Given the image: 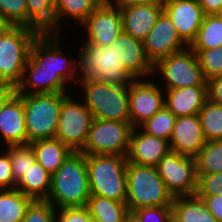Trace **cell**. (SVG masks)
<instances>
[{"label": "cell", "instance_id": "3", "mask_svg": "<svg viewBox=\"0 0 222 222\" xmlns=\"http://www.w3.org/2000/svg\"><path fill=\"white\" fill-rule=\"evenodd\" d=\"M126 164V156L86 154L90 195L126 202Z\"/></svg>", "mask_w": 222, "mask_h": 222}, {"label": "cell", "instance_id": "29", "mask_svg": "<svg viewBox=\"0 0 222 222\" xmlns=\"http://www.w3.org/2000/svg\"><path fill=\"white\" fill-rule=\"evenodd\" d=\"M222 46V21L215 15H205L194 41L192 50H207Z\"/></svg>", "mask_w": 222, "mask_h": 222}, {"label": "cell", "instance_id": "22", "mask_svg": "<svg viewBox=\"0 0 222 222\" xmlns=\"http://www.w3.org/2000/svg\"><path fill=\"white\" fill-rule=\"evenodd\" d=\"M166 91L164 105L176 117L198 114L208 99L207 85L190 86Z\"/></svg>", "mask_w": 222, "mask_h": 222}, {"label": "cell", "instance_id": "13", "mask_svg": "<svg viewBox=\"0 0 222 222\" xmlns=\"http://www.w3.org/2000/svg\"><path fill=\"white\" fill-rule=\"evenodd\" d=\"M113 2H102L81 24L87 29L85 44L109 47L123 31L122 15Z\"/></svg>", "mask_w": 222, "mask_h": 222}, {"label": "cell", "instance_id": "43", "mask_svg": "<svg viewBox=\"0 0 222 222\" xmlns=\"http://www.w3.org/2000/svg\"><path fill=\"white\" fill-rule=\"evenodd\" d=\"M208 100L222 105V75L207 80Z\"/></svg>", "mask_w": 222, "mask_h": 222}, {"label": "cell", "instance_id": "18", "mask_svg": "<svg viewBox=\"0 0 222 222\" xmlns=\"http://www.w3.org/2000/svg\"><path fill=\"white\" fill-rule=\"evenodd\" d=\"M206 142L198 114L176 117L169 139L171 151L195 158Z\"/></svg>", "mask_w": 222, "mask_h": 222}, {"label": "cell", "instance_id": "6", "mask_svg": "<svg viewBox=\"0 0 222 222\" xmlns=\"http://www.w3.org/2000/svg\"><path fill=\"white\" fill-rule=\"evenodd\" d=\"M40 33L14 26L0 37V84L16 87L22 80L31 45Z\"/></svg>", "mask_w": 222, "mask_h": 222}, {"label": "cell", "instance_id": "49", "mask_svg": "<svg viewBox=\"0 0 222 222\" xmlns=\"http://www.w3.org/2000/svg\"><path fill=\"white\" fill-rule=\"evenodd\" d=\"M215 15L222 21V8Z\"/></svg>", "mask_w": 222, "mask_h": 222}, {"label": "cell", "instance_id": "46", "mask_svg": "<svg viewBox=\"0 0 222 222\" xmlns=\"http://www.w3.org/2000/svg\"><path fill=\"white\" fill-rule=\"evenodd\" d=\"M16 93V87L0 84V111L5 103Z\"/></svg>", "mask_w": 222, "mask_h": 222}, {"label": "cell", "instance_id": "38", "mask_svg": "<svg viewBox=\"0 0 222 222\" xmlns=\"http://www.w3.org/2000/svg\"><path fill=\"white\" fill-rule=\"evenodd\" d=\"M130 214L138 222H172V206L141 207Z\"/></svg>", "mask_w": 222, "mask_h": 222}, {"label": "cell", "instance_id": "41", "mask_svg": "<svg viewBox=\"0 0 222 222\" xmlns=\"http://www.w3.org/2000/svg\"><path fill=\"white\" fill-rule=\"evenodd\" d=\"M17 183L13 179L9 154L5 151L0 156V190L15 189Z\"/></svg>", "mask_w": 222, "mask_h": 222}, {"label": "cell", "instance_id": "36", "mask_svg": "<svg viewBox=\"0 0 222 222\" xmlns=\"http://www.w3.org/2000/svg\"><path fill=\"white\" fill-rule=\"evenodd\" d=\"M56 208L46 200H33L20 222H55Z\"/></svg>", "mask_w": 222, "mask_h": 222}, {"label": "cell", "instance_id": "33", "mask_svg": "<svg viewBox=\"0 0 222 222\" xmlns=\"http://www.w3.org/2000/svg\"><path fill=\"white\" fill-rule=\"evenodd\" d=\"M175 120L176 116L166 106H163L151 118L140 125L143 128L141 131L169 141Z\"/></svg>", "mask_w": 222, "mask_h": 222}, {"label": "cell", "instance_id": "20", "mask_svg": "<svg viewBox=\"0 0 222 222\" xmlns=\"http://www.w3.org/2000/svg\"><path fill=\"white\" fill-rule=\"evenodd\" d=\"M0 139L8 146L28 145L23 94L15 93L0 111Z\"/></svg>", "mask_w": 222, "mask_h": 222}, {"label": "cell", "instance_id": "16", "mask_svg": "<svg viewBox=\"0 0 222 222\" xmlns=\"http://www.w3.org/2000/svg\"><path fill=\"white\" fill-rule=\"evenodd\" d=\"M108 48L116 62H121L135 79L153 73V65L146 57L143 41L122 31Z\"/></svg>", "mask_w": 222, "mask_h": 222}, {"label": "cell", "instance_id": "10", "mask_svg": "<svg viewBox=\"0 0 222 222\" xmlns=\"http://www.w3.org/2000/svg\"><path fill=\"white\" fill-rule=\"evenodd\" d=\"M157 69L164 77L166 90L207 85V79L199 65L196 54L190 47L157 61L153 65V72H156Z\"/></svg>", "mask_w": 222, "mask_h": 222}, {"label": "cell", "instance_id": "21", "mask_svg": "<svg viewBox=\"0 0 222 222\" xmlns=\"http://www.w3.org/2000/svg\"><path fill=\"white\" fill-rule=\"evenodd\" d=\"M122 15L123 31L143 41L155 25L163 6L150 4L119 8Z\"/></svg>", "mask_w": 222, "mask_h": 222}, {"label": "cell", "instance_id": "27", "mask_svg": "<svg viewBox=\"0 0 222 222\" xmlns=\"http://www.w3.org/2000/svg\"><path fill=\"white\" fill-rule=\"evenodd\" d=\"M86 208L95 222H122L129 215L126 202L90 195Z\"/></svg>", "mask_w": 222, "mask_h": 222}, {"label": "cell", "instance_id": "2", "mask_svg": "<svg viewBox=\"0 0 222 222\" xmlns=\"http://www.w3.org/2000/svg\"><path fill=\"white\" fill-rule=\"evenodd\" d=\"M89 198L86 154L72 151L51 175V188L46 201L58 209L86 207Z\"/></svg>", "mask_w": 222, "mask_h": 222}, {"label": "cell", "instance_id": "47", "mask_svg": "<svg viewBox=\"0 0 222 222\" xmlns=\"http://www.w3.org/2000/svg\"><path fill=\"white\" fill-rule=\"evenodd\" d=\"M14 25L0 13V37L10 31Z\"/></svg>", "mask_w": 222, "mask_h": 222}, {"label": "cell", "instance_id": "45", "mask_svg": "<svg viewBox=\"0 0 222 222\" xmlns=\"http://www.w3.org/2000/svg\"><path fill=\"white\" fill-rule=\"evenodd\" d=\"M166 0H116L115 6L121 8L133 5L150 4L156 6H163Z\"/></svg>", "mask_w": 222, "mask_h": 222}, {"label": "cell", "instance_id": "17", "mask_svg": "<svg viewBox=\"0 0 222 222\" xmlns=\"http://www.w3.org/2000/svg\"><path fill=\"white\" fill-rule=\"evenodd\" d=\"M163 10L170 17L181 40L189 47L205 14L197 0H166Z\"/></svg>", "mask_w": 222, "mask_h": 222}, {"label": "cell", "instance_id": "32", "mask_svg": "<svg viewBox=\"0 0 222 222\" xmlns=\"http://www.w3.org/2000/svg\"><path fill=\"white\" fill-rule=\"evenodd\" d=\"M197 174L222 172V140L207 141L195 157Z\"/></svg>", "mask_w": 222, "mask_h": 222}, {"label": "cell", "instance_id": "40", "mask_svg": "<svg viewBox=\"0 0 222 222\" xmlns=\"http://www.w3.org/2000/svg\"><path fill=\"white\" fill-rule=\"evenodd\" d=\"M55 222H92L93 219L86 207L59 208Z\"/></svg>", "mask_w": 222, "mask_h": 222}, {"label": "cell", "instance_id": "48", "mask_svg": "<svg viewBox=\"0 0 222 222\" xmlns=\"http://www.w3.org/2000/svg\"><path fill=\"white\" fill-rule=\"evenodd\" d=\"M127 222H138L131 214L127 217Z\"/></svg>", "mask_w": 222, "mask_h": 222}, {"label": "cell", "instance_id": "19", "mask_svg": "<svg viewBox=\"0 0 222 222\" xmlns=\"http://www.w3.org/2000/svg\"><path fill=\"white\" fill-rule=\"evenodd\" d=\"M170 151L169 141L138 132L133 128L130 134L127 162L142 166L156 167L159 161Z\"/></svg>", "mask_w": 222, "mask_h": 222}, {"label": "cell", "instance_id": "44", "mask_svg": "<svg viewBox=\"0 0 222 222\" xmlns=\"http://www.w3.org/2000/svg\"><path fill=\"white\" fill-rule=\"evenodd\" d=\"M205 15L216 14L222 8V0H197Z\"/></svg>", "mask_w": 222, "mask_h": 222}, {"label": "cell", "instance_id": "28", "mask_svg": "<svg viewBox=\"0 0 222 222\" xmlns=\"http://www.w3.org/2000/svg\"><path fill=\"white\" fill-rule=\"evenodd\" d=\"M33 199L18 189L0 190V222H20Z\"/></svg>", "mask_w": 222, "mask_h": 222}, {"label": "cell", "instance_id": "24", "mask_svg": "<svg viewBox=\"0 0 222 222\" xmlns=\"http://www.w3.org/2000/svg\"><path fill=\"white\" fill-rule=\"evenodd\" d=\"M36 161L53 175L70 155L72 150L56 138L42 139L30 143Z\"/></svg>", "mask_w": 222, "mask_h": 222}, {"label": "cell", "instance_id": "39", "mask_svg": "<svg viewBox=\"0 0 222 222\" xmlns=\"http://www.w3.org/2000/svg\"><path fill=\"white\" fill-rule=\"evenodd\" d=\"M196 195H222V172L197 174Z\"/></svg>", "mask_w": 222, "mask_h": 222}, {"label": "cell", "instance_id": "11", "mask_svg": "<svg viewBox=\"0 0 222 222\" xmlns=\"http://www.w3.org/2000/svg\"><path fill=\"white\" fill-rule=\"evenodd\" d=\"M92 112L66 95L59 110L56 139L67 145L72 151H81L87 141L91 123Z\"/></svg>", "mask_w": 222, "mask_h": 222}, {"label": "cell", "instance_id": "9", "mask_svg": "<svg viewBox=\"0 0 222 222\" xmlns=\"http://www.w3.org/2000/svg\"><path fill=\"white\" fill-rule=\"evenodd\" d=\"M132 129L130 122L107 121L94 118L86 144L81 152L87 155L109 154L127 156Z\"/></svg>", "mask_w": 222, "mask_h": 222}, {"label": "cell", "instance_id": "31", "mask_svg": "<svg viewBox=\"0 0 222 222\" xmlns=\"http://www.w3.org/2000/svg\"><path fill=\"white\" fill-rule=\"evenodd\" d=\"M198 116L206 141L222 140V105L207 99Z\"/></svg>", "mask_w": 222, "mask_h": 222}, {"label": "cell", "instance_id": "5", "mask_svg": "<svg viewBox=\"0 0 222 222\" xmlns=\"http://www.w3.org/2000/svg\"><path fill=\"white\" fill-rule=\"evenodd\" d=\"M66 95L67 93L23 94L28 144L55 137L59 110Z\"/></svg>", "mask_w": 222, "mask_h": 222}, {"label": "cell", "instance_id": "25", "mask_svg": "<svg viewBox=\"0 0 222 222\" xmlns=\"http://www.w3.org/2000/svg\"><path fill=\"white\" fill-rule=\"evenodd\" d=\"M51 188V174L37 161L17 183L16 189L33 200H46Z\"/></svg>", "mask_w": 222, "mask_h": 222}, {"label": "cell", "instance_id": "35", "mask_svg": "<svg viewBox=\"0 0 222 222\" xmlns=\"http://www.w3.org/2000/svg\"><path fill=\"white\" fill-rule=\"evenodd\" d=\"M193 51L207 80L222 75V46Z\"/></svg>", "mask_w": 222, "mask_h": 222}, {"label": "cell", "instance_id": "1", "mask_svg": "<svg viewBox=\"0 0 222 222\" xmlns=\"http://www.w3.org/2000/svg\"><path fill=\"white\" fill-rule=\"evenodd\" d=\"M59 37L60 33H41L33 41L23 78L16 86L17 94L66 93L67 82H77L74 72L79 63L74 59L67 63L59 49Z\"/></svg>", "mask_w": 222, "mask_h": 222}, {"label": "cell", "instance_id": "37", "mask_svg": "<svg viewBox=\"0 0 222 222\" xmlns=\"http://www.w3.org/2000/svg\"><path fill=\"white\" fill-rule=\"evenodd\" d=\"M0 13L14 26L27 27V5L25 0H0Z\"/></svg>", "mask_w": 222, "mask_h": 222}, {"label": "cell", "instance_id": "42", "mask_svg": "<svg viewBox=\"0 0 222 222\" xmlns=\"http://www.w3.org/2000/svg\"><path fill=\"white\" fill-rule=\"evenodd\" d=\"M200 197L210 213L218 222H222V195H197Z\"/></svg>", "mask_w": 222, "mask_h": 222}, {"label": "cell", "instance_id": "23", "mask_svg": "<svg viewBox=\"0 0 222 222\" xmlns=\"http://www.w3.org/2000/svg\"><path fill=\"white\" fill-rule=\"evenodd\" d=\"M172 222H218L203 200L195 195L175 197L172 203Z\"/></svg>", "mask_w": 222, "mask_h": 222}, {"label": "cell", "instance_id": "4", "mask_svg": "<svg viewBox=\"0 0 222 222\" xmlns=\"http://www.w3.org/2000/svg\"><path fill=\"white\" fill-rule=\"evenodd\" d=\"M126 184V205L130 213L141 207L172 206L174 198L156 167L127 162Z\"/></svg>", "mask_w": 222, "mask_h": 222}, {"label": "cell", "instance_id": "12", "mask_svg": "<svg viewBox=\"0 0 222 222\" xmlns=\"http://www.w3.org/2000/svg\"><path fill=\"white\" fill-rule=\"evenodd\" d=\"M156 168L173 198L196 194L198 177L195 158L170 150Z\"/></svg>", "mask_w": 222, "mask_h": 222}, {"label": "cell", "instance_id": "15", "mask_svg": "<svg viewBox=\"0 0 222 222\" xmlns=\"http://www.w3.org/2000/svg\"><path fill=\"white\" fill-rule=\"evenodd\" d=\"M163 91L151 81L133 80L128 85L130 123L139 127L164 105Z\"/></svg>", "mask_w": 222, "mask_h": 222}, {"label": "cell", "instance_id": "26", "mask_svg": "<svg viewBox=\"0 0 222 222\" xmlns=\"http://www.w3.org/2000/svg\"><path fill=\"white\" fill-rule=\"evenodd\" d=\"M27 5V28L41 33L55 34L56 0H25Z\"/></svg>", "mask_w": 222, "mask_h": 222}, {"label": "cell", "instance_id": "34", "mask_svg": "<svg viewBox=\"0 0 222 222\" xmlns=\"http://www.w3.org/2000/svg\"><path fill=\"white\" fill-rule=\"evenodd\" d=\"M8 147L6 152L9 154L13 179L18 183L30 166L36 162V156L30 144Z\"/></svg>", "mask_w": 222, "mask_h": 222}, {"label": "cell", "instance_id": "14", "mask_svg": "<svg viewBox=\"0 0 222 222\" xmlns=\"http://www.w3.org/2000/svg\"><path fill=\"white\" fill-rule=\"evenodd\" d=\"M143 45L146 57L152 65L160 59L188 47L179 37L176 27L164 10L143 40Z\"/></svg>", "mask_w": 222, "mask_h": 222}, {"label": "cell", "instance_id": "8", "mask_svg": "<svg viewBox=\"0 0 222 222\" xmlns=\"http://www.w3.org/2000/svg\"><path fill=\"white\" fill-rule=\"evenodd\" d=\"M85 106L93 118L107 121L130 122L128 85H115L104 82L83 84Z\"/></svg>", "mask_w": 222, "mask_h": 222}, {"label": "cell", "instance_id": "50", "mask_svg": "<svg viewBox=\"0 0 222 222\" xmlns=\"http://www.w3.org/2000/svg\"><path fill=\"white\" fill-rule=\"evenodd\" d=\"M102 2H111V0H101Z\"/></svg>", "mask_w": 222, "mask_h": 222}, {"label": "cell", "instance_id": "30", "mask_svg": "<svg viewBox=\"0 0 222 222\" xmlns=\"http://www.w3.org/2000/svg\"><path fill=\"white\" fill-rule=\"evenodd\" d=\"M101 3V0H56L55 34L60 30L63 15L67 14L82 23Z\"/></svg>", "mask_w": 222, "mask_h": 222}, {"label": "cell", "instance_id": "7", "mask_svg": "<svg viewBox=\"0 0 222 222\" xmlns=\"http://www.w3.org/2000/svg\"><path fill=\"white\" fill-rule=\"evenodd\" d=\"M80 53L81 83L104 82L115 85H129L136 80L121 62H116L107 46L84 44Z\"/></svg>", "mask_w": 222, "mask_h": 222}]
</instances>
